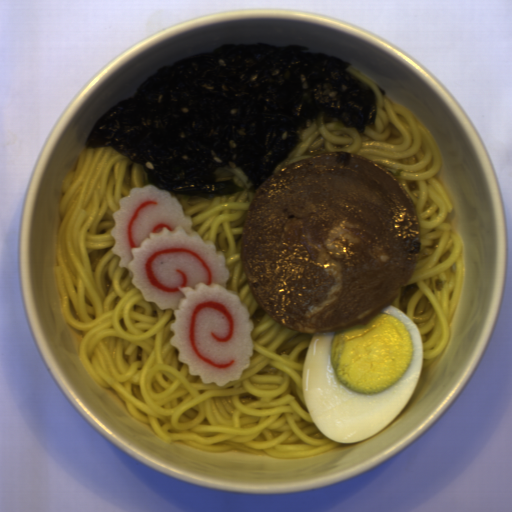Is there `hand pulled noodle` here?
I'll return each instance as SVG.
<instances>
[{"label": "hand pulled noodle", "instance_id": "14784b9a", "mask_svg": "<svg viewBox=\"0 0 512 512\" xmlns=\"http://www.w3.org/2000/svg\"><path fill=\"white\" fill-rule=\"evenodd\" d=\"M141 164L112 147L82 149L63 180L53 267L63 323L93 381L113 389L128 413L167 444L230 449L274 458H307L348 443L327 438L306 403L303 370L314 333L286 328L257 302L241 256L252 181L235 166H219L215 181L241 191L224 197L171 193L192 219V232L224 253L226 289L253 320L250 366L225 385L203 382L171 345L172 309L148 302L114 254L112 215L132 188L148 185Z\"/></svg>", "mask_w": 512, "mask_h": 512}, {"label": "hand pulled noodle", "instance_id": "772679e5", "mask_svg": "<svg viewBox=\"0 0 512 512\" xmlns=\"http://www.w3.org/2000/svg\"><path fill=\"white\" fill-rule=\"evenodd\" d=\"M348 72L372 87L377 111L373 125L363 133L335 119L327 124L316 113L285 160L326 153H350L374 161L397 179L414 202L420 222V250L412 274L397 289L390 306L417 326L421 335L423 371L436 363L450 342V325L463 288L464 246L454 223H444L453 209L448 190L433 174L443 167L439 146L426 126L409 110L383 98L352 65ZM282 161V162H284Z\"/></svg>", "mask_w": 512, "mask_h": 512}]
</instances>
